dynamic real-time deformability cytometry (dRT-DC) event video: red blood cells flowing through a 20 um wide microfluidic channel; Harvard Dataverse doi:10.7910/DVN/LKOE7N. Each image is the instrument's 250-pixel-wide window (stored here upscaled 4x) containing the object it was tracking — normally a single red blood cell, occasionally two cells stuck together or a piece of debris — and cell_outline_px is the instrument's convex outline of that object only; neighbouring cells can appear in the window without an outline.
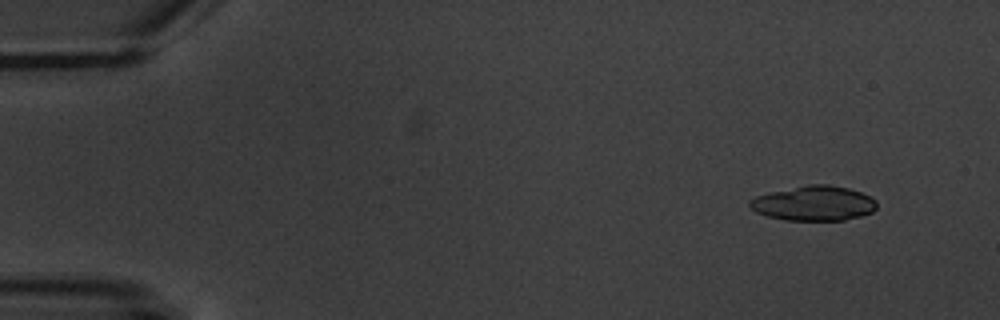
{"species": "common noctule bat (a hibernating species)", "species_latin": "Nyctalus noctula", "temperature_condition": "warm", "stored_images_in_passage": 5, "camera_frame_rate_fps": 3000, "um_per_image_px": 0.085, "animal": {"sex": "male", "body_mass_g": 20.1, "forearm_length_mm": 53.5}, "frame": {"image": 1, "passage_image": 1, "time_ms": 0.0, "image_size_px": [1000, 320], "cell_outline_px": [[876, 208], [872, 212], [860, 216], [844, 220], [784, 220], [768, 216], [756, 212], [748, 204], [748, 200], [756, 196], [772, 192], [808, 184], [828, 184], [848, 188], [860, 192], [876, 200]], "centroid_in_image_um": [69.17, 17.28], "position_along_channel_um": 15.8, "area_um2": 25.61}}
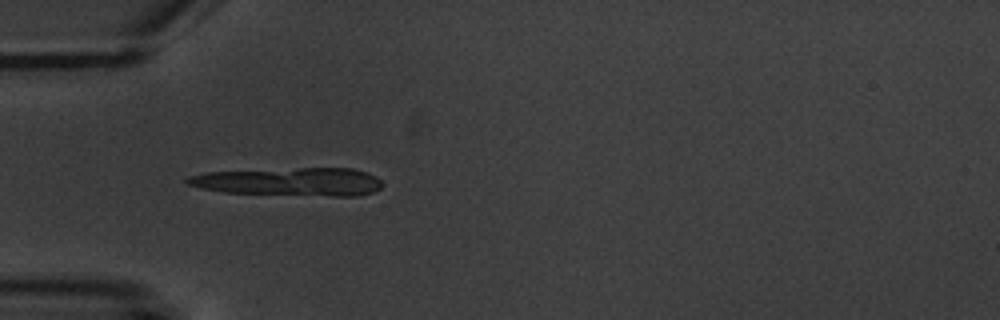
{"frame": {"image": 2, "passage_image": 4, "time_ms": 4.333, "image_size_px": [1000, 320], "cell_outline_px": [[384, 184], [376, 192], [356, 196], [332, 196], [224, 192], [204, 188], [188, 184], [184, 180], [188, 176], [208, 172], [300, 168], [352, 168], [368, 172], [376, 176]], "centroid_in_image_um": [24.73, 15.44], "position_along_channel_um": 60.3, "area_um2": 31.96}}